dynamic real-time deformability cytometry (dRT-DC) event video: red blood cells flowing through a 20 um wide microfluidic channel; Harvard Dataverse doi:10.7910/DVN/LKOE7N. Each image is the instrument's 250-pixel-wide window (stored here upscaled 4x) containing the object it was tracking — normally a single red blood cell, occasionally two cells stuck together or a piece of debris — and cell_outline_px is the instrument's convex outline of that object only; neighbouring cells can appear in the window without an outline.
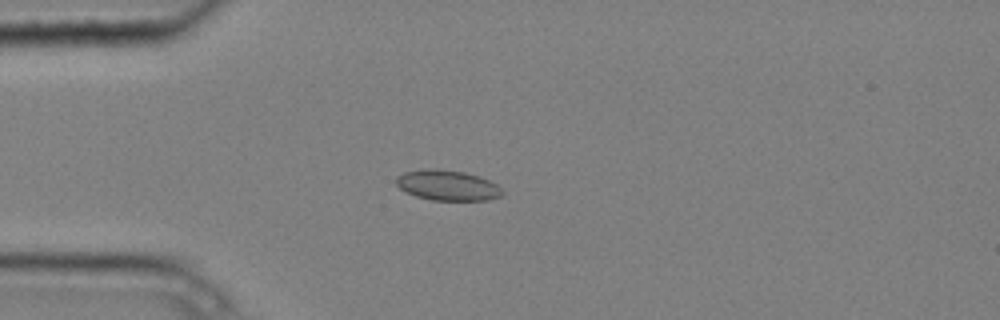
{"species": "common noctule bat (a hibernating species)", "species_latin": "Nyctalus noctula", "temperature_condition": "cold", "stored_images_in_passage": 5, "camera_frame_rate_fps": 3000, "um_per_image_px": 0.085, "animal": {"sex": "male", "body_mass_g": 20.4}, "frame": {"image": 1, "passage_image": 3, "time_ms": 0.667, "image_size_px": [1000, 320], "cell_outline_px": [[504, 192], [500, 196], [488, 200], [432, 200], [416, 196], [404, 192], [396, 184], [396, 176], [404, 172], [424, 168], [428, 168], [464, 172], [480, 176], [496, 184]], "centroid_in_image_um": [38.0, 15.75], "position_along_channel_um": 47.0, "area_um2": 18.79}}
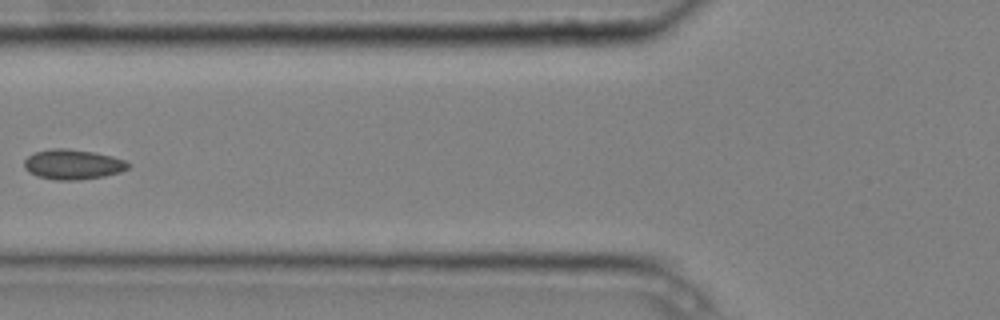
{"frame": {"image": 2, "passage_image": 5, "time_ms": 1.333, "image_size_px": [1000, 320], "cell_outline_px": [[132, 164], [128, 168], [120, 172], [104, 176], [80, 180], [56, 180], [36, 176], [28, 172], [24, 168], [24, 160], [28, 156], [36, 152], [52, 148], [68, 148], [92, 152], [112, 156], [124, 160]], "centroid_in_image_um": [6.18, 13.98], "position_along_channel_um": 119.6, "area_um2": 18.26}}